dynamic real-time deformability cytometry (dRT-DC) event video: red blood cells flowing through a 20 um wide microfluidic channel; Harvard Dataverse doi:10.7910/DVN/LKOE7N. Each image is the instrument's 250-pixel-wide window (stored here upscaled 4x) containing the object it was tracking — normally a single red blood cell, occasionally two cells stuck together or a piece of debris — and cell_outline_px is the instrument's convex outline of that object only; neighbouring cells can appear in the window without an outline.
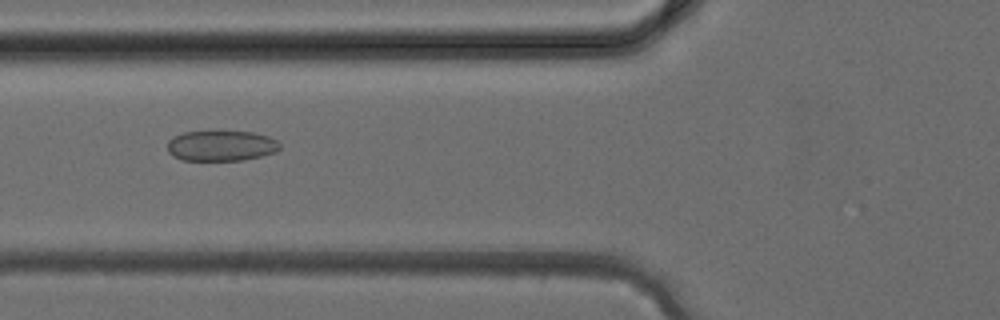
{"species": "common noctule bat (a hibernating species)", "species_latin": "Nyctalus noctula", "temperature_condition": "cold", "stored_images_in_passage": 37, "camera_frame_rate_fps": 3000, "um_per_image_px": 0.085, "animal": {"sex": "female", "body_mass_g": 24.6, "forearm_length_mm": 56.2}, "frame": {"image": 1, "passage_image": 14, "time_ms": 4.333, "image_size_px": [1000, 320], "cell_outline_px": [[280, 148], [276, 152], [244, 160], [180, 160], [172, 156], [168, 152], [168, 140], [172, 136], [184, 132], [220, 128], [252, 132], [268, 136], [276, 140], [280, 144]], "centroid_in_image_um": [18.77, 12.34], "position_along_channel_um": 107.0, "area_um2": 20.92}}
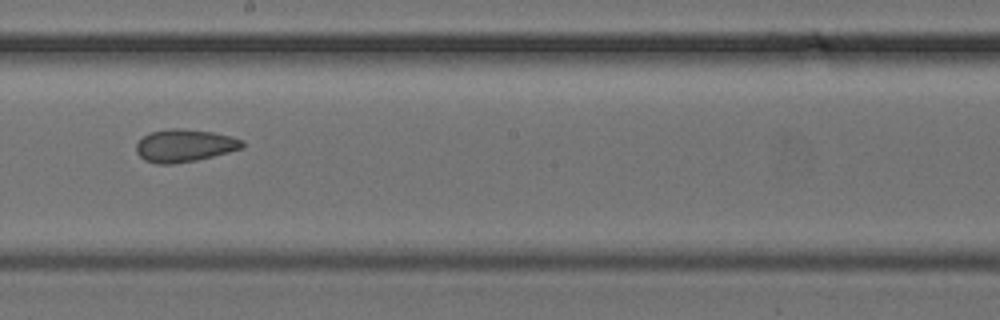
{"frame": {"image": 2, "passage_image": 21, "time_ms": 6.667, "image_size_px": [1000, 320], "cell_outline_px": [[244, 148], [196, 160], [172, 164], [156, 164], [144, 160], [136, 152], [136, 144], [144, 136], [152, 132], [172, 128], [180, 128], [212, 132], [232, 136], [244, 140]], "centroid_in_image_um": [15.7, 12.38], "position_along_channel_um": 232.5, "area_um2": 20.11}}
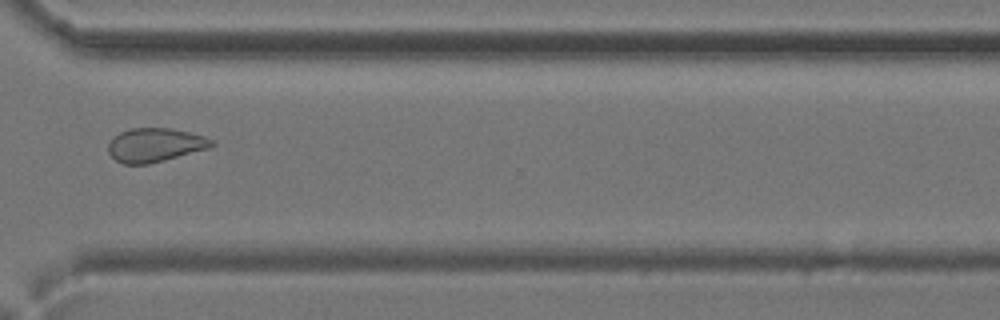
{"frame": {"image": 3, "passage_image": 28, "time_ms": 9.0, "image_size_px": [1000, 320], "cell_outline_px": [[216, 144], [208, 148], [164, 160], [148, 164], [124, 164], [116, 160], [108, 152], [108, 144], [112, 136], [120, 132], [132, 128], [172, 128], [204, 136], [212, 140]], "centroid_in_image_um": [13.14, 12.32], "position_along_channel_um": 357.5, "area_um2": 20.29}}